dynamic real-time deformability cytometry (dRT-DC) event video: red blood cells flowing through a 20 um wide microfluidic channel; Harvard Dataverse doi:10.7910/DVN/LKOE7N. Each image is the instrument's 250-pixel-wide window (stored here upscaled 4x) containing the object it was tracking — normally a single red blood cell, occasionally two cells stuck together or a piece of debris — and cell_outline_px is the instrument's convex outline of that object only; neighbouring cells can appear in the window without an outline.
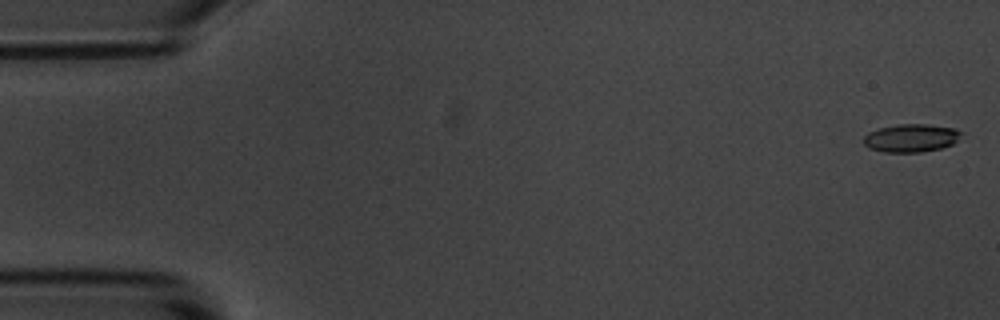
{"species": "common noctule bat (a hibernating species)", "species_latin": "Nyctalus noctula", "temperature_condition": "room temperature", "stored_images_in_passage": 4, "camera_frame_rate_fps": 3000, "um_per_image_px": 0.085, "animal": {"sex": "male", "body_mass_g": 20.1, "forearm_length_mm": 53.5}, "frame": {"image": 1, "passage_image": 1, "time_ms": 0.0, "image_size_px": [1000, 320], "cell_outline_px": [[964, 132], [952, 144], [940, 148], [920, 152], [884, 152], [868, 148], [864, 144], [864, 136], [868, 132], [880, 128], [896, 124], [928, 124], [952, 128]], "centroid_in_image_um": [77.42, 11.73], "position_along_channel_um": 7.6, "area_um2": 15.9}}